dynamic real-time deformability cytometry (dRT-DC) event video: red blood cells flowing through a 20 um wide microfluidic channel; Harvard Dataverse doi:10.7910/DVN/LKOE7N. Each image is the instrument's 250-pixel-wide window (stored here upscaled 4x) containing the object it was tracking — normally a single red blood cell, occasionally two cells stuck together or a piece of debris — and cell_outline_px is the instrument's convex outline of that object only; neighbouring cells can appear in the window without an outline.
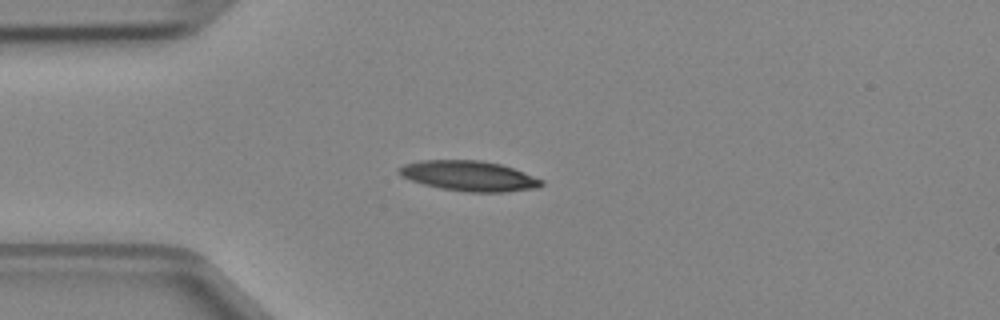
{"species": "Egyptian fruit bat (a non-hibernating species)", "species_latin": "Rousettus aegyptiacus", "temperature_condition": "cold", "stored_images_in_passage": 3, "camera_frame_rate_fps": 3000, "um_per_image_px": 0.085, "animal": {"sex": "female"}, "frame": {"image": 1, "passage_image": 3, "time_ms": 0.667, "image_size_px": [1000, 320], "cell_outline_px": [[544, 184], [540, 188], [504, 192], [468, 192], [440, 188], [424, 184], [400, 176], [396, 172], [396, 168], [404, 164], [420, 160], [480, 160], [500, 164], [524, 172], [544, 180]], "centroid_in_image_um": [39.86, 14.95], "position_along_channel_um": 45.1, "area_um2": 25.26}}